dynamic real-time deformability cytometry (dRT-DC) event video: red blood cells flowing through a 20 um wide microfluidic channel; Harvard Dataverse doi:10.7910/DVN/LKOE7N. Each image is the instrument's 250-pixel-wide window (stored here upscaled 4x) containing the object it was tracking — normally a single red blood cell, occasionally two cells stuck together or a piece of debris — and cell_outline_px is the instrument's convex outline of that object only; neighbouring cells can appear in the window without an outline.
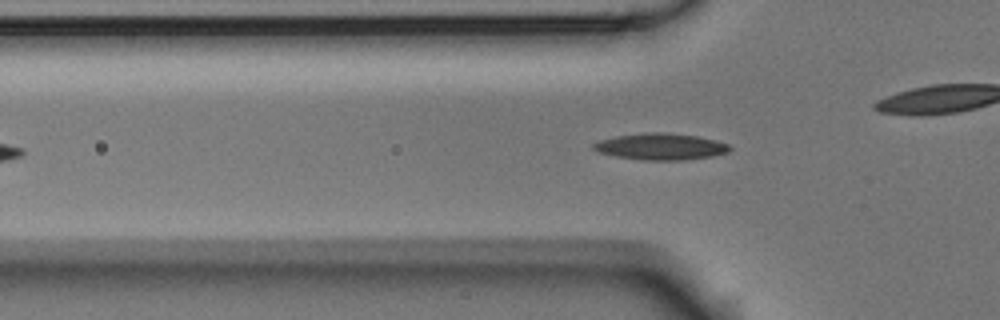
{"species": "Egyptian fruit bat (a non-hibernating species)", "species_latin": "Rousettus aegyptiacus", "temperature_condition": "room temperature", "stored_images_in_passage": 41, "camera_frame_rate_fps": 3000, "um_per_image_px": 0.085, "animal": {"sex": "male"}, "frame": {"image": 1, "passage_image": 13, "time_ms": 4.0, "image_size_px": [1000, 320], "cell_outline_px": [[732, 148], [728, 152], [712, 156], [684, 160], [640, 160], [616, 156], [600, 152], [592, 148], [592, 144], [600, 140], [616, 136], [648, 132], [664, 132], [696, 136], [716, 140], [728, 144]], "centroid_in_image_um": [56.17, 12.46], "position_along_channel_um": 69.6, "area_um2": 20.98}}
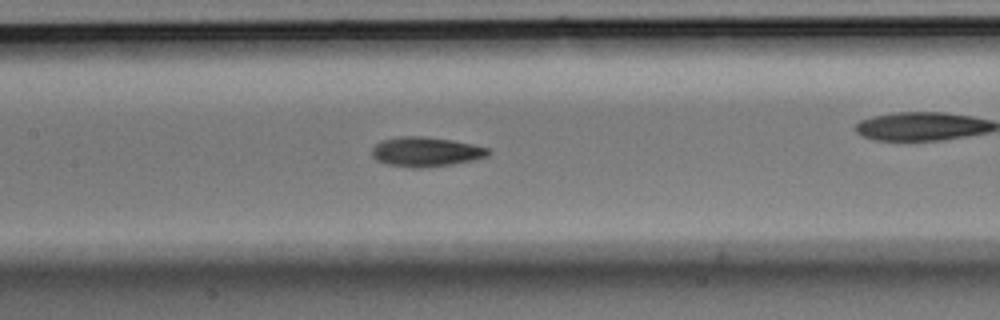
{"frame": {"image": 2, "passage_image": 21, "time_ms": 6.667, "image_size_px": [1000, 320], "cell_outline_px": [[492, 152], [488, 156], [472, 160], [452, 164], [424, 168], [412, 168], [384, 164], [376, 160], [372, 156], [372, 148], [380, 140], [396, 136], [424, 136], [452, 140], [472, 144], [488, 148]], "centroid_in_image_um": [36.16, 12.9], "position_along_channel_um": 171.2, "area_um2": 20.35}}
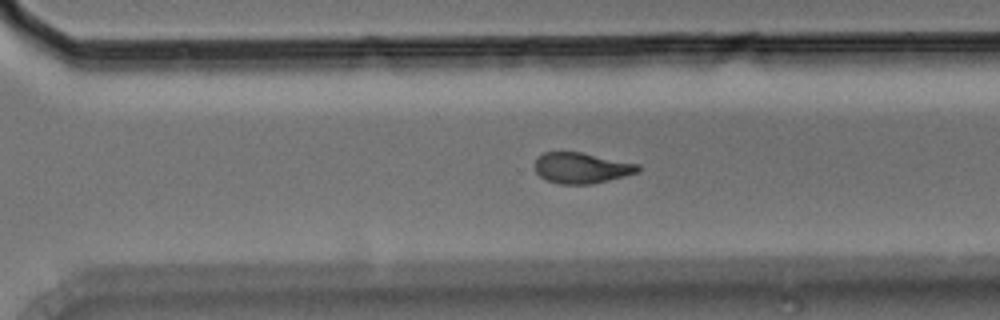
{"frame": {"image": 3, "passage_image": 33, "time_ms": 10.667, "image_size_px": [1000, 320], "cell_outline_px": [[640, 172], [592, 184], [560, 184], [548, 180], [540, 176], [536, 172], [536, 160], [544, 152], [580, 152], [640, 164]], "centroid_in_image_um": [49.47, 14.28], "position_along_channel_um": 321.1, "area_um2": 18.32}, "authors_computed_cell_mechanics": {"area_um2": 19.074, "velocity_mm_per_s": 3.763, "shape_relaxation_time_tau1_ms": 6.3408, "shape_relaxation_time_tau2_ms": 1.7485, "deformation_change_tau1": 0.1661, "deformation_change_tau2": 0.0899}}